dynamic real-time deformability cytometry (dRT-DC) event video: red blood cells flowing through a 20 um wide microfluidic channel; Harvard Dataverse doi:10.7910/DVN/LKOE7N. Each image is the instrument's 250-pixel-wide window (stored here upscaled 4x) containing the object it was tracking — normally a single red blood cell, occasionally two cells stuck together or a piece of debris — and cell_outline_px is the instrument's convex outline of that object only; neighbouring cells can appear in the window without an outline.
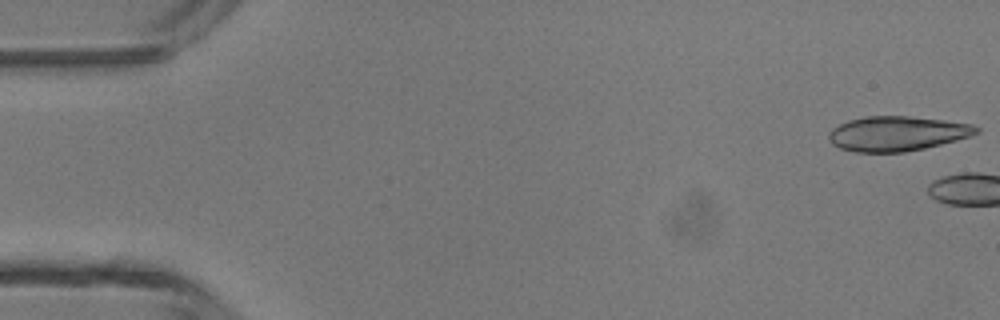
{"species": "common noctule bat (a hibernating species)", "species_latin": "Nyctalus noctula", "temperature_condition": "room temperature", "stored_images_in_passage": 3, "camera_frame_rate_fps": 3000, "um_per_image_px": 0.085, "animal": {"sex": "male", "body_mass_g": 13.3}, "frame": {"image": 1, "passage_image": 1, "time_ms": 0.0, "image_size_px": [1000, 320], "cell_outline_px": [[980, 132], [972, 136], [924, 148], [904, 152], [856, 152], [840, 148], [832, 144], [828, 140], [828, 132], [832, 128], [848, 120], [864, 116], [908, 116], [944, 120], [972, 124], [980, 128]], "centroid_in_image_um": [76.24, 11.35], "position_along_channel_um": 8.8, "area_um2": 30.0}}